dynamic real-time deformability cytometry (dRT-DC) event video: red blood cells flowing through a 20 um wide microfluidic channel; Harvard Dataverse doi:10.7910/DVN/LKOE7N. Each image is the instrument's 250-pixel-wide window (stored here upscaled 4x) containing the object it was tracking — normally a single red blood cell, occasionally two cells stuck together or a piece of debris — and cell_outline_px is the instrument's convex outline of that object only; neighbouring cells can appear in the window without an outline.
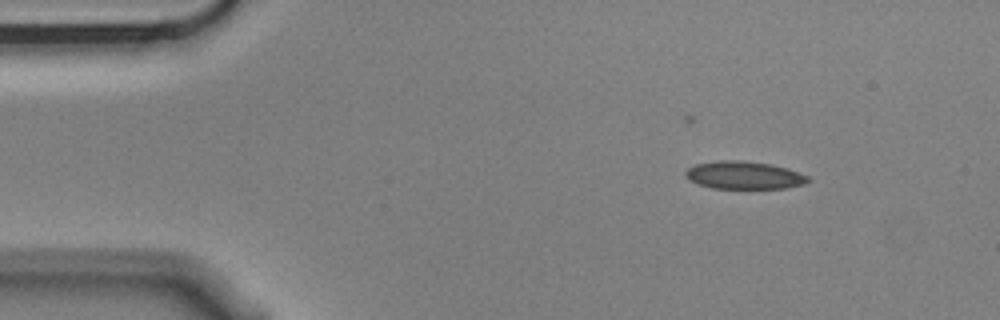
{"species": "Egyptian fruit bat (a non-hibernating species)", "species_latin": "Rousettus aegyptiacus", "temperature_condition": "cold", "stored_images_in_passage": 5, "camera_frame_rate_fps": 3000, "um_per_image_px": 0.085, "animal": {"sex": "male"}, "frame": {"image": 1, "passage_image": 3, "time_ms": 0.667, "image_size_px": [1000, 320], "cell_outline_px": [[812, 180], [804, 184], [788, 188], [712, 188], [700, 184], [692, 180], [684, 172], [688, 168], [696, 164], [720, 160], [740, 160], [768, 164], [788, 168], [808, 176]], "centroid_in_image_um": [63.3, 14.89], "position_along_channel_um": 21.7, "area_um2": 19.59}}